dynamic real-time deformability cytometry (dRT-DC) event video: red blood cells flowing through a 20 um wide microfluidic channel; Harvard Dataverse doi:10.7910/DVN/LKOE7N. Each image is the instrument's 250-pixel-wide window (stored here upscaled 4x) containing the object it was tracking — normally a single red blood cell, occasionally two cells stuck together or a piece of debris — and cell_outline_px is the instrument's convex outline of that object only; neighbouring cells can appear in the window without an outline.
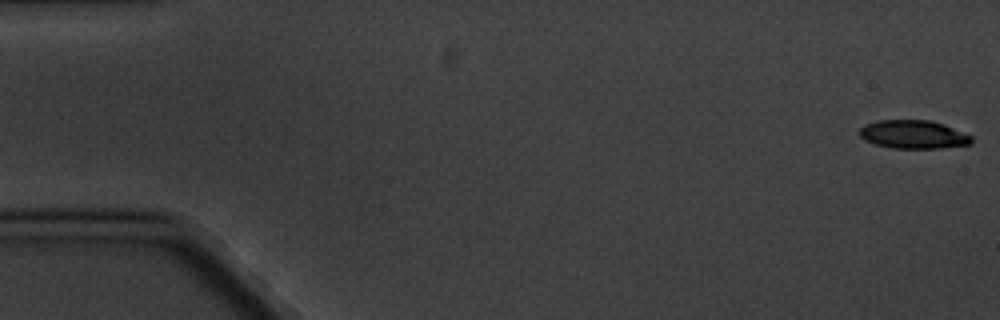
{"species": "common noctule bat (a hibernating species)", "species_latin": "Nyctalus noctula", "temperature_condition": "cold", "stored_images_in_passage": 5, "camera_frame_rate_fps": 3000, "um_per_image_px": 0.085, "animal": {"sex": "male", "body_mass_g": 20.1, "forearm_length_mm": 53.5}, "frame": {"image": 1, "passage_image": 1, "time_ms": 0.0, "image_size_px": [1000, 320], "cell_outline_px": [[972, 144], [944, 148], [892, 148], [876, 144], [864, 140], [856, 132], [864, 124], [876, 120], [928, 120], [944, 124], [972, 136]], "centroid_in_image_um": [77.61, 11.42], "position_along_channel_um": 7.4, "area_um2": 18.73}}
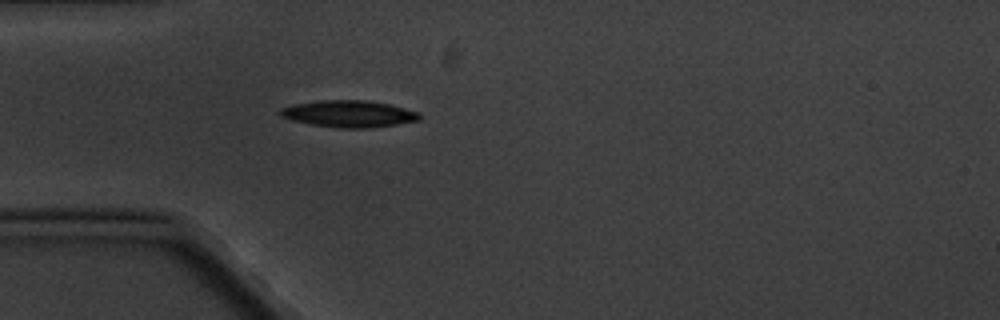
{"frame": {"image": 2, "passage_image": 5, "time_ms": 5.333, "image_size_px": [1000, 320], "cell_outline_px": [[420, 120], [396, 124], [364, 128], [336, 128], [308, 124], [292, 120], [280, 116], [276, 112], [280, 108], [292, 104], [324, 100], [364, 100], [392, 104], [420, 112]], "centroid_in_image_um": [29.62, 9.67], "position_along_channel_um": 55.4, "area_um2": 21.96}}